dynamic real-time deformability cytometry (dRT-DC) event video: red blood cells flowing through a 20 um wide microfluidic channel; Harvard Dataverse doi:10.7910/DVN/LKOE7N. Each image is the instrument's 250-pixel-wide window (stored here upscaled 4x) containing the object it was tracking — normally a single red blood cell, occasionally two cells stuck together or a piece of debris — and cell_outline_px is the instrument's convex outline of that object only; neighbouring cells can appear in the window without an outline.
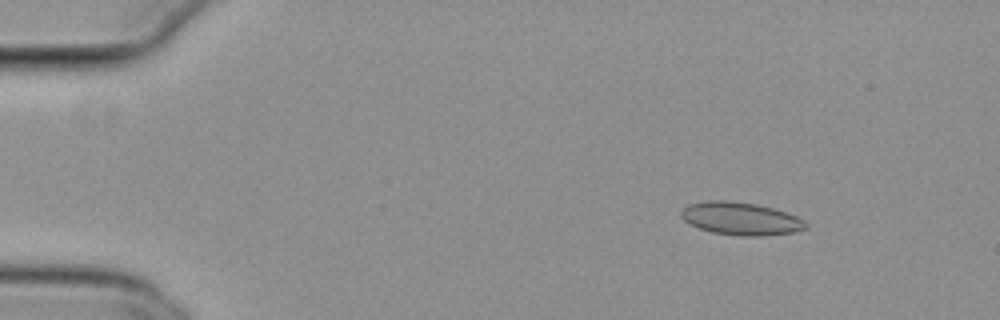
{"species": "common noctule bat (a hibernating species)", "species_latin": "Nyctalus noctula", "temperature_condition": "cold", "stored_images_in_passage": 54, "camera_frame_rate_fps": 3000, "um_per_image_px": 0.085, "animal": {"sex": "female", "body_mass_g": 29.2, "forearm_length_mm": 56.3}, "frame": {"image": 1, "passage_image": 7, "time_ms": 2.0, "image_size_px": [1000, 320], "cell_outline_px": [[808, 228], [792, 232], [760, 236], [740, 236], [712, 232], [688, 224], [680, 216], [680, 212], [688, 204], [708, 200], [728, 200], [756, 204], [772, 208], [796, 216], [804, 220], [808, 224]], "centroid_in_image_um": [62.94, 18.58], "position_along_channel_um": 22.1, "area_um2": 23.81}}
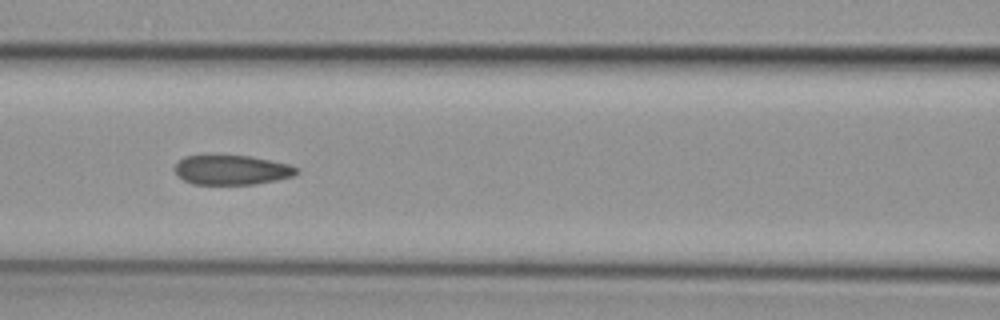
{"frame": {"image": 2, "passage_image": 24, "time_ms": 7.667, "image_size_px": [1000, 320], "cell_outline_px": [[300, 172], [292, 176], [276, 180], [256, 184], [192, 184], [184, 180], [172, 168], [184, 156], [248, 156], [288, 164], [300, 168]], "centroid_in_image_um": [19.71, 14.45], "position_along_channel_um": 146.9, "area_um2": 20.81}}
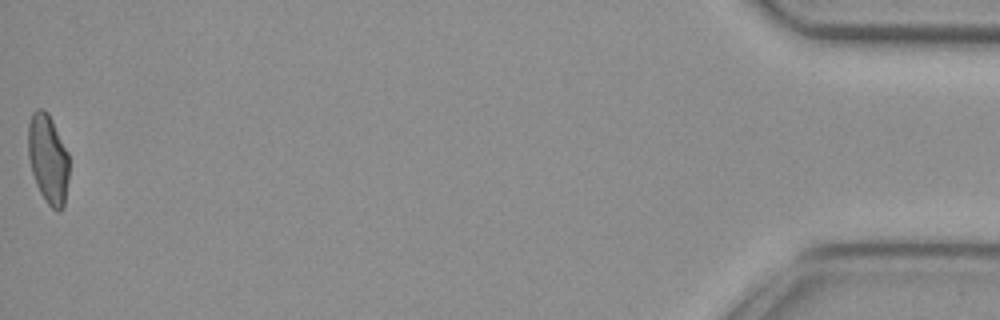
{"frame": {"image": 3, "passage_image": 54, "time_ms": 17.667, "image_size_px": [1000, 320], "cell_outline_px": [[68, 180], [64, 208], [60, 212], [56, 212], [48, 204], [40, 192], [36, 184], [32, 172], [28, 156], [28, 124], [32, 112], [36, 108], [44, 108], [48, 112], [68, 152]], "centroid_in_image_um": [4.08, 13.51], "position_along_channel_um": 431.1, "area_um2": 21.5}, "authors_computed_cell_mechanics": {"area_um2": 22.0796, "velocity_mm_per_s": 3.8259, "shape_relaxation_time_tau1_ms": null, "shape_relaxation_time_tau2_ms": 1.9983, "deformation_change_tau1": null, "deformation_change_tau2": 0.0722}}